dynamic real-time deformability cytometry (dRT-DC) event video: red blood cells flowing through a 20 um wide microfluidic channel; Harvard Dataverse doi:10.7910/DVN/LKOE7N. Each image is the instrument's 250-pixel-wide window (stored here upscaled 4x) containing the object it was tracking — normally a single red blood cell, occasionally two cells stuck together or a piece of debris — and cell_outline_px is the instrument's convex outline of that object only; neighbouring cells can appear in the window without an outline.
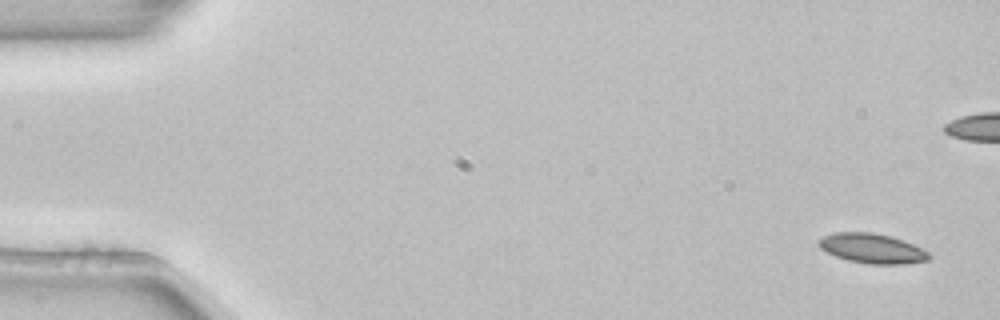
{"species": "common noctule bat (a hibernating species)", "species_latin": "Nyctalus noctula", "temperature_condition": "room temperature", "stored_images_in_passage": 5, "camera_frame_rate_fps": 3000, "um_per_image_px": 0.085, "animal": {"sex": "female", "body_mass_g": 22.7, "forearm_length_mm": 54.2}, "frame": {"image": 1, "passage_image": 1, "time_ms": 0.0, "image_size_px": [1000, 320], "cell_outline_px": [[932, 256], [928, 260], [904, 264], [868, 264], [848, 260], [836, 256], [820, 248], [816, 240], [824, 236], [836, 232], [872, 232], [892, 236], [904, 240], [928, 252]], "centroid_in_image_um": [74.13, 21.11], "position_along_channel_um": 10.9, "area_um2": 19.13}}